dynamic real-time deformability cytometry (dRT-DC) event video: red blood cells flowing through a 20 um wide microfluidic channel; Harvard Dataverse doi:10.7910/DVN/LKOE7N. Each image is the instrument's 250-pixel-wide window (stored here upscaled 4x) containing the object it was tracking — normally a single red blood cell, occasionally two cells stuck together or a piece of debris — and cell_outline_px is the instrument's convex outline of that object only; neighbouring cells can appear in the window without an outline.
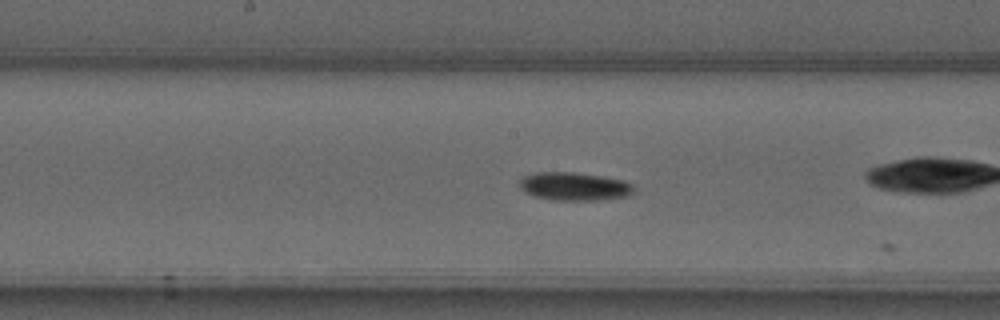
{"species": "common noctule bat (a hibernating species)", "species_latin": "Nyctalus noctula", "temperature_condition": "warm", "stored_images_in_passage": 30, "camera_frame_rate_fps": 3000, "um_per_image_px": 0.085, "animal": {"sex": "male", "forearm_length_mm": 52.5}, "frame": {"image": 1, "passage_image": 26, "time_ms": 8.333, "image_size_px": [1000, 320], "cell_outline_px": [[636, 188], [628, 196], [600, 200], [552, 200], [536, 196], [520, 188], [520, 180], [524, 176], [536, 172], [576, 172], [624, 180], [632, 184]], "centroid_in_image_um": [48.85, 15.84], "position_along_channel_um": 199.3, "area_um2": 18.73}}
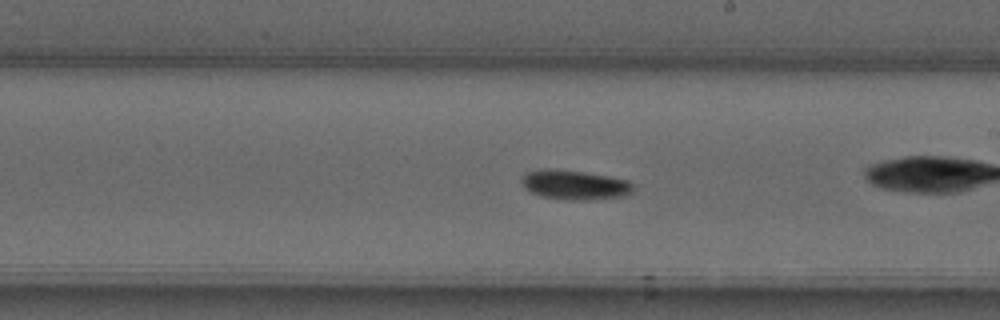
{"frame": {"image": 2, "passage_image": 29, "time_ms": 9.333, "image_size_px": [1000, 320], "cell_outline_px": [[636, 192], [624, 196], [588, 200], [568, 200], [540, 196], [524, 188], [520, 180], [520, 176], [524, 172], [548, 168], [552, 168], [584, 172], [608, 176], [628, 180], [632, 184]], "centroid_in_image_um": [48.83, 15.71], "position_along_channel_um": 240.2, "area_um2": 19.54}}